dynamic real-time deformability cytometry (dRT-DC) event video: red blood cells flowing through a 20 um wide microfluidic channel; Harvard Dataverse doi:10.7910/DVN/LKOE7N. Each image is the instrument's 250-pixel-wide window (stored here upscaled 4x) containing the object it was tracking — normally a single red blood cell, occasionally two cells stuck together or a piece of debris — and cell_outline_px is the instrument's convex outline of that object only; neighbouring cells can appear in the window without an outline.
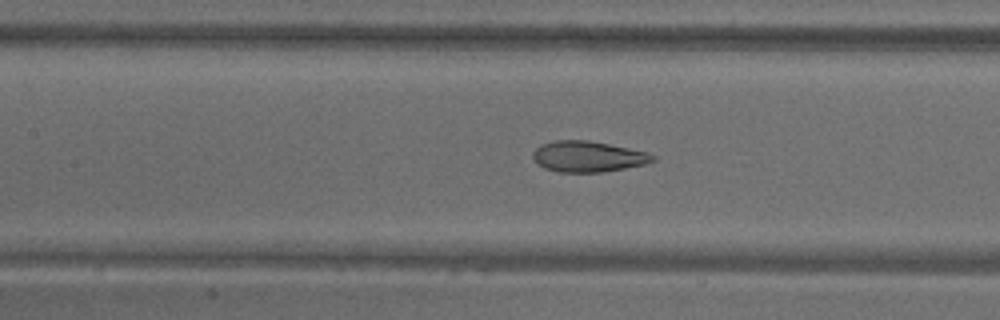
{"species": "common noctule bat (a hibernating species)", "species_latin": "Nyctalus noctula", "temperature_condition": "warm", "stored_images_in_passage": 20, "camera_frame_rate_fps": 3000, "um_per_image_px": 0.085, "animal": {"sex": "male", "body_mass_g": 18.8}, "frame": {"image": 1, "passage_image": 9, "time_ms": 2.667, "image_size_px": [1000, 320], "cell_outline_px": [[656, 160], [644, 164], [604, 172], [556, 172], [544, 168], [536, 164], [532, 156], [532, 152], [540, 144], [556, 140], [588, 140], [648, 152], [656, 156]], "centroid_in_image_um": [49.94, 13.31], "position_along_channel_um": 157.5, "area_um2": 21.68}}
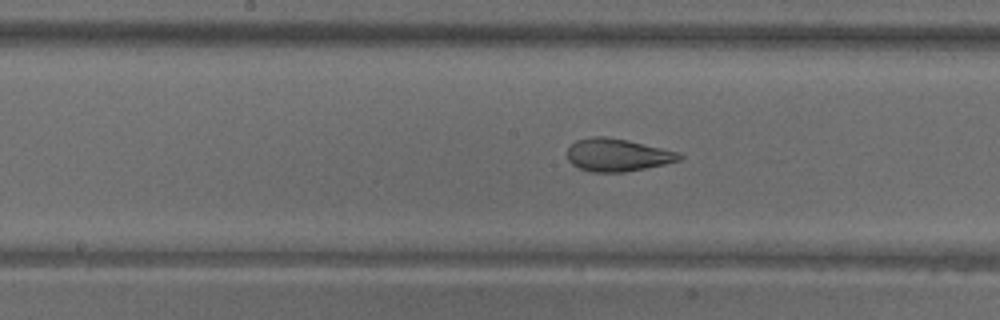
{"frame": {"image": 2, "passage_image": 12, "time_ms": 3.667, "image_size_px": [1000, 320], "cell_outline_px": [[684, 156], [680, 160], [664, 164], [624, 172], [592, 172], [580, 168], [572, 164], [568, 160], [568, 148], [576, 140], [596, 136], [604, 136], [628, 140], [680, 152]], "centroid_in_image_um": [52.5, 13.17], "position_along_channel_um": 195.7, "area_um2": 21.27}}